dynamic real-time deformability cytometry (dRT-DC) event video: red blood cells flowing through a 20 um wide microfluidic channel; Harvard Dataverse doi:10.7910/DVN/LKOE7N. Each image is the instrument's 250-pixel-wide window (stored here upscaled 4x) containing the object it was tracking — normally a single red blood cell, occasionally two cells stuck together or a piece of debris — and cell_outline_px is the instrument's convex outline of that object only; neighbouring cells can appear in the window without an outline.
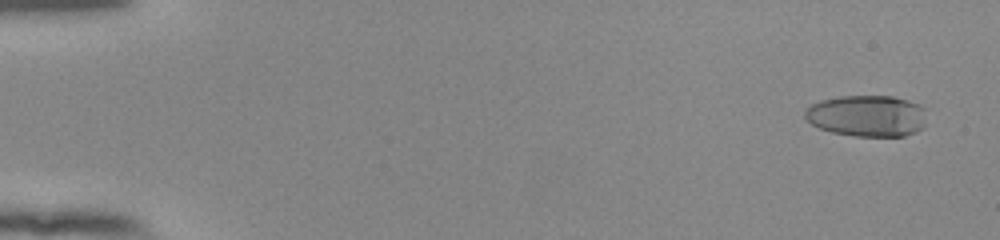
{"species": "human", "species_latin": "Homo sapiens", "temperature_condition": "room temperature", "stored_images_in_passage": 55, "camera_frame_rate_fps": 3000, "um_per_image_px": 0.085, "donor": {"sex": "female"}, "frame": {"image": 1, "passage_image": 4, "time_ms": 1.0, "image_size_px": [1000, 240], "cell_outline_px": [[924, 128], [916, 132], [904, 136], [856, 136], [832, 132], [820, 128], [812, 124], [804, 116], [804, 112], [812, 104], [820, 100], [840, 96], [892, 96], [908, 100], [920, 104], [924, 108]], "centroid_in_image_um": [73.71, 9.84], "position_along_channel_um": 11.3, "area_um2": 29.42}}
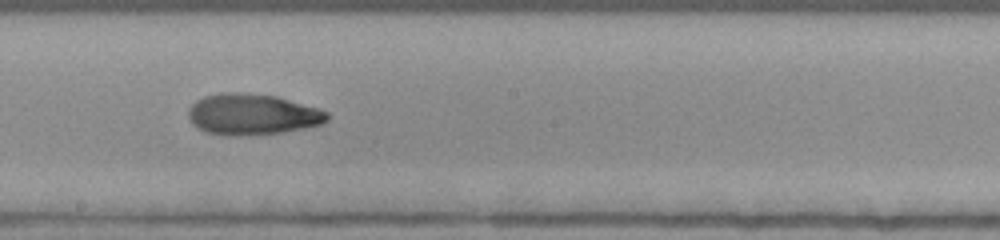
{"frame": {"image": 2, "passage_image": 33, "time_ms": 10.667, "image_size_px": [1000, 240], "cell_outline_px": [[328, 120], [320, 124], [304, 128], [284, 132], [240, 136], [228, 136], [204, 132], [196, 128], [188, 120], [188, 108], [196, 100], [204, 96], [220, 92], [240, 92], [276, 96], [320, 108], [328, 112]], "centroid_in_image_um": [21.4, 9.72], "position_along_channel_um": 226.8, "area_um2": 33.64}}
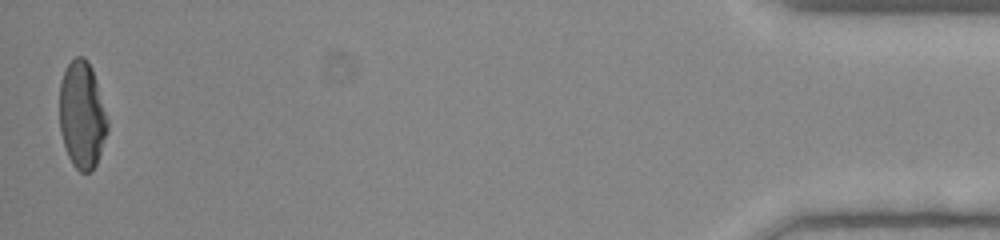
{"frame": {"image": 3, "passage_image": 55, "time_ms": 18.0, "image_size_px": [1000, 240], "cell_outline_px": [[108, 128], [96, 164], [92, 172], [80, 172], [72, 164], [68, 156], [60, 132], [60, 80], [68, 64], [76, 56], [84, 56], [88, 60], [92, 68], [96, 80], [108, 124]], "centroid_in_image_um": [6.95, 9.77], "position_along_channel_um": 428.2, "area_um2": 29.71}, "authors_computed_cell_mechanics": {"area_um2": 31.5588, "velocity_mm_per_s": 3.899, "shape_relaxation_time_tau1_ms": null, "shape_relaxation_time_tau2_ms": 5.1686, "deformation_change_tau1": null, "deformation_change_tau2": 0.0937}}